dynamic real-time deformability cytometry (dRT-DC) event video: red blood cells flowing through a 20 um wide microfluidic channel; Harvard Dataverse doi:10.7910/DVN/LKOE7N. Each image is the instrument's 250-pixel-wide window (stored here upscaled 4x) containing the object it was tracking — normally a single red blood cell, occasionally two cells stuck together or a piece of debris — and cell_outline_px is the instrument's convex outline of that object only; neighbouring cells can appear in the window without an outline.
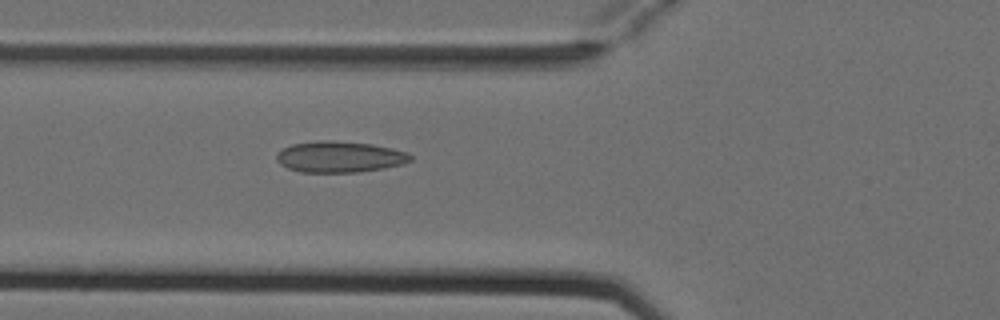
{"species": "Egyptian fruit bat (a non-hibernating species)", "species_latin": "Rousettus aegyptiacus", "temperature_condition": "cold", "stored_images_in_passage": 5, "camera_frame_rate_fps": 3000, "um_per_image_px": 0.085, "animal": {"sex": "female"}, "frame": {"image": 1, "passage_image": 5, "time_ms": 1.333, "image_size_px": [1000, 320], "cell_outline_px": [[412, 160], [404, 164], [384, 168], [360, 172], [300, 172], [288, 168], [280, 164], [276, 160], [276, 156], [284, 148], [292, 144], [320, 140], [332, 140], [372, 144], [392, 148], [408, 152], [412, 156]], "centroid_in_image_um": [28.9, 13.33], "position_along_channel_um": 96.9, "area_um2": 24.39}}